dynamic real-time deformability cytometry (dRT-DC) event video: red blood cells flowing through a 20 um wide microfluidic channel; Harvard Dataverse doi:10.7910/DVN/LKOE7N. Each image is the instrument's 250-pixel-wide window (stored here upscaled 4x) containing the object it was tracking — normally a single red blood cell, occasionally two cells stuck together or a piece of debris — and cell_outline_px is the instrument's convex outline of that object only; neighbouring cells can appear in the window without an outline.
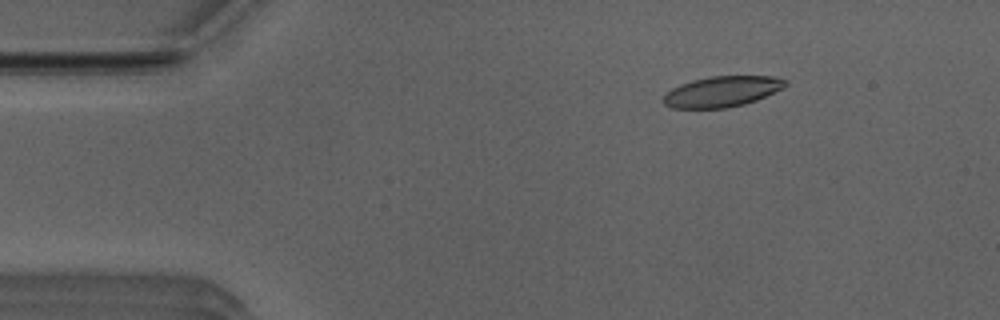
{"species": "Egyptian fruit bat (a non-hibernating species)", "species_latin": "Rousettus aegyptiacus", "temperature_condition": "room temperature", "stored_images_in_passage": 51, "camera_frame_rate_fps": 3000, "um_per_image_px": 0.085, "animal": {"sex": "male"}, "frame": {"image": 1, "passage_image": 7, "time_ms": 2.0, "image_size_px": [1000, 320], "cell_outline_px": [[788, 84], [784, 88], [756, 100], [744, 104], [724, 108], [672, 108], [664, 104], [664, 96], [672, 88], [680, 84], [692, 80], [712, 76], [772, 76], [788, 80]], "centroid_in_image_um": [61.4, 7.77], "position_along_channel_um": 23.6, "area_um2": 21.73}}
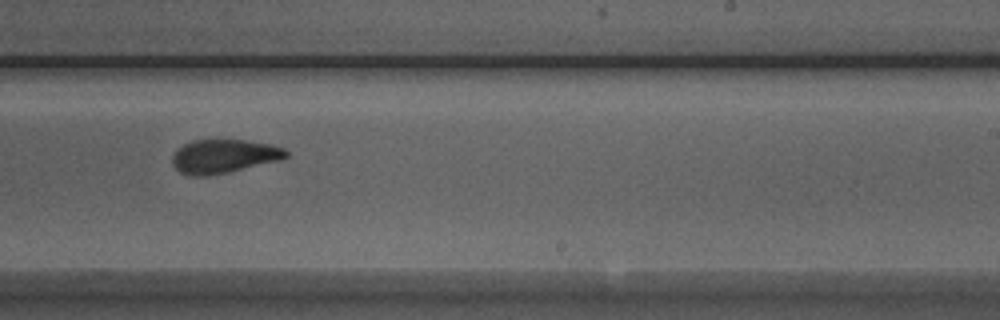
{"frame": {"image": 2, "passage_image": 31, "time_ms": 10.0, "image_size_px": [1000, 320], "cell_outline_px": [[288, 156], [280, 160], [228, 172], [208, 176], [188, 176], [180, 172], [172, 164], [172, 156], [176, 148], [192, 140], [244, 140], [272, 144], [284, 148], [288, 152]], "centroid_in_image_um": [19.0, 13.28], "position_along_channel_um": 270.0, "area_um2": 22.48}}
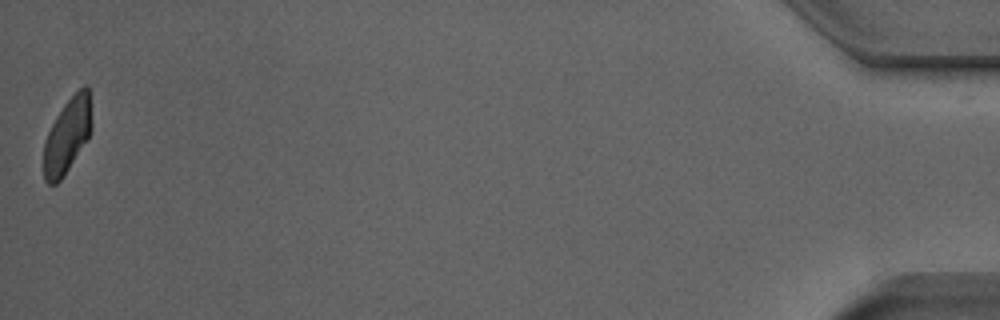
{"frame": {"image": 3, "passage_image": 51, "time_ms": 16.667, "image_size_px": [1000, 320], "cell_outline_px": [[92, 128], [88, 136], [64, 176], [56, 184], [48, 184], [44, 180], [44, 140], [56, 116], [64, 104], [84, 84], [88, 84], [92, 124]], "centroid_in_image_um": [5.71, 11.52], "position_along_channel_um": 429.5, "area_um2": 20.69}, "authors_computed_cell_mechanics": {"area_um2": 22.542, "velocity_mm_per_s": 3.9399, "shape_relaxation_time_tau1_ms": 9.0929, "shape_relaxation_time_tau2_ms": 1.4637, "deformation_change_tau1": 0.2715, "deformation_change_tau2": 0.0775}}